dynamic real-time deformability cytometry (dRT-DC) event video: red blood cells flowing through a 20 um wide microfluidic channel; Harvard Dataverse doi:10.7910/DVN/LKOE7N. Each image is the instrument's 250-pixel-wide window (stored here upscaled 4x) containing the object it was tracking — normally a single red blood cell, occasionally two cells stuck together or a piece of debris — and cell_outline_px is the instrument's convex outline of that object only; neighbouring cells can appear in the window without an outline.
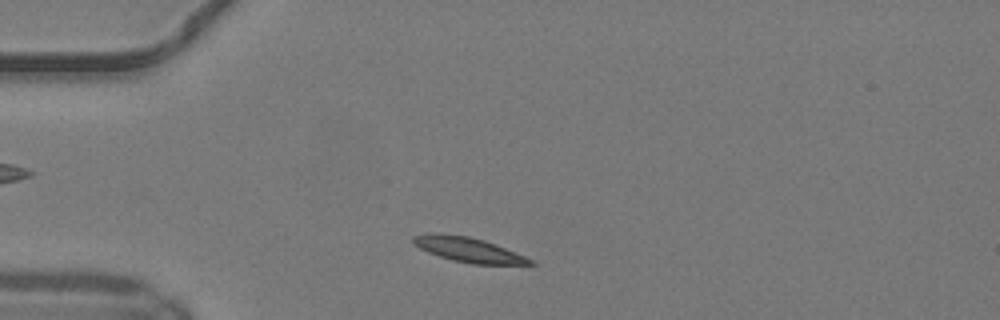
{"species": "common noctule bat (a hibernating species)", "species_latin": "Nyctalus noctula", "temperature_condition": "warm", "stored_images_in_passage": 41, "camera_frame_rate_fps": 3000, "um_per_image_px": 0.085, "animal": {"sex": "male", "body_mass_g": 19.2, "forearm_length_mm": 51.8}, "frame": {"image": 1, "passage_image": 4, "time_ms": 1.0, "image_size_px": [1000, 320], "cell_outline_px": [[536, 264], [472, 264], [452, 260], [428, 252], [420, 248], [412, 240], [412, 236], [432, 232], [468, 236], [484, 240], [496, 244], [524, 256], [532, 260]], "centroid_in_image_um": [39.79, 21.21], "position_along_channel_um": 45.2, "area_um2": 16.65}}
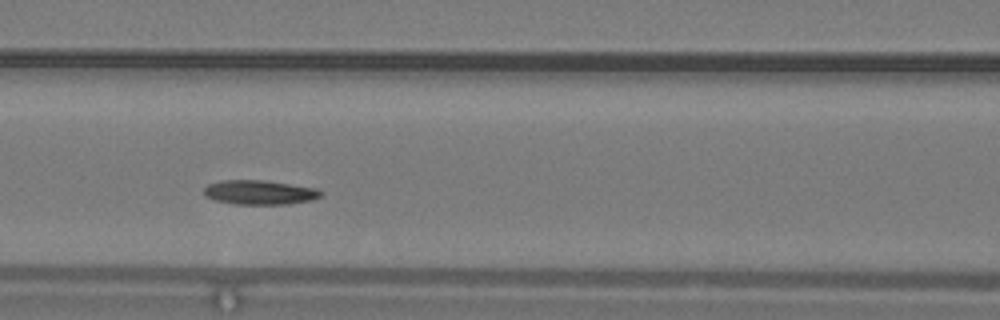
{"frame": {"image": 2, "passage_image": 13, "time_ms": 4.0, "image_size_px": [1000, 320], "cell_outline_px": [[324, 192], [320, 196], [312, 200], [288, 204], [236, 204], [216, 200], [204, 196], [204, 188], [208, 184], [220, 180], [264, 180], [316, 188]], "centroid_in_image_um": [22.06, 16.35], "position_along_channel_um": 144.5, "area_um2": 16.59}}
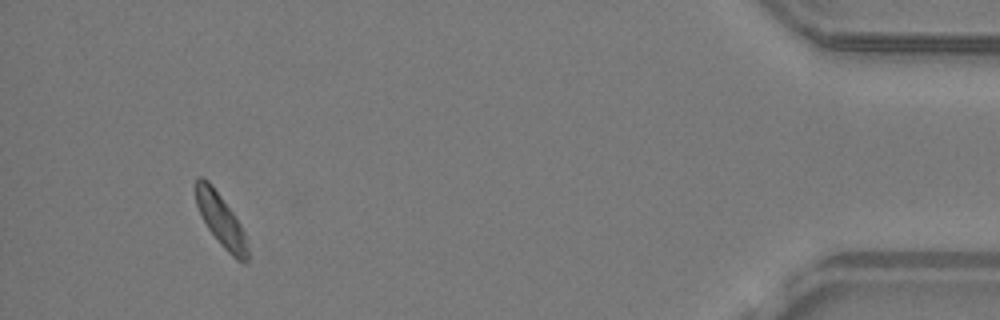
{"frame": {"image": 3, "passage_image": 38, "time_ms": 12.333, "image_size_px": [1000, 320], "cell_outline_px": [[248, 260], [244, 264], [236, 260], [220, 244], [208, 228], [196, 204], [196, 176], [204, 176], [212, 184], [232, 212], [240, 224], [244, 232], [248, 248]], "centroid_in_image_um": [18.78, 18.71], "position_along_channel_um": 416.4, "area_um2": 15.72}, "authors_computed_cell_mechanics": {"area_um2": 16.3574, "velocity_mm_per_s": 4.1114, "shape_relaxation_time_tau1_ms": 3.894, "shape_relaxation_time_tau2_ms": 6.7378, "deformation_change_tau1": 0.1127, "deformation_change_tau2": 0.1357}}